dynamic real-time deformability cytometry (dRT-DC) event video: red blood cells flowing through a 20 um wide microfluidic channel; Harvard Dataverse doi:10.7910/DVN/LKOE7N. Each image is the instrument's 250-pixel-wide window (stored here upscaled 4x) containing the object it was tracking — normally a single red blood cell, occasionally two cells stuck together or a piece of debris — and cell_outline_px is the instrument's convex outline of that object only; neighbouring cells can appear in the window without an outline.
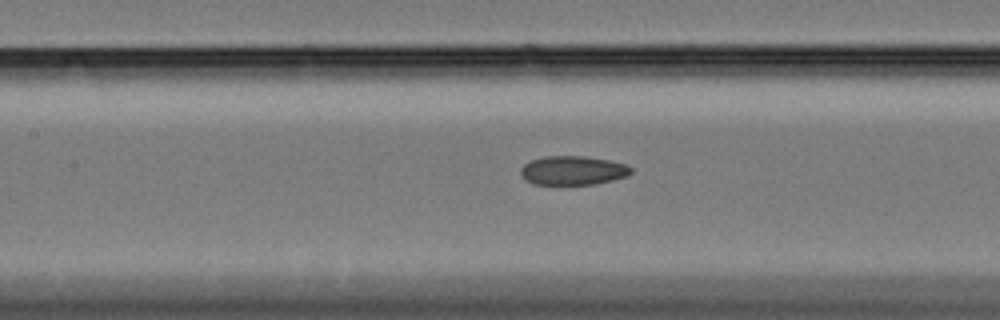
{"species": "Egyptian fruit bat (a non-hibernating species)", "species_latin": "Rousettus aegyptiacus", "temperature_condition": "cold", "stored_images_in_passage": 45, "camera_frame_rate_fps": 3000, "um_per_image_px": 0.085, "animal": {"sex": "female"}, "frame": {"image": 1, "passage_image": 24, "time_ms": 7.667, "image_size_px": [1000, 320], "cell_outline_px": [[632, 172], [628, 176], [596, 184], [532, 184], [520, 172], [520, 168], [524, 164], [532, 160], [544, 156], [584, 156], [608, 160], [624, 164], [632, 168]], "centroid_in_image_um": [48.71, 14.48], "position_along_channel_um": 158.7, "area_um2": 18.5}}
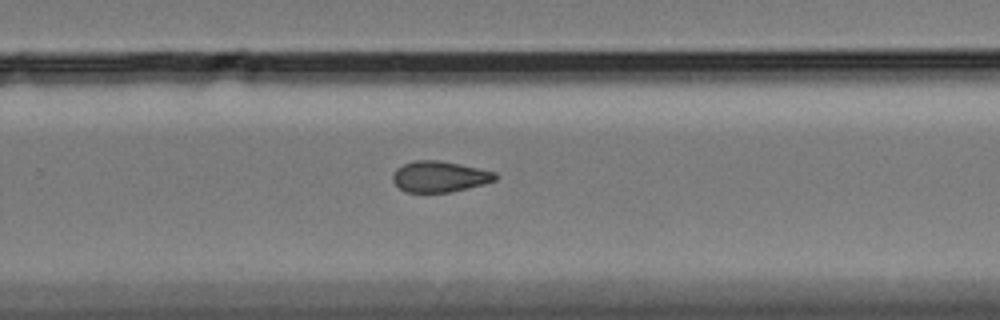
{"frame": {"image": 2, "passage_image": 36, "time_ms": 11.667, "image_size_px": [1000, 320], "cell_outline_px": [[500, 176], [496, 180], [484, 184], [452, 192], [408, 192], [400, 188], [392, 180], [392, 172], [396, 168], [404, 164], [416, 160], [440, 160], [460, 164], [496, 172]], "centroid_in_image_um": [37.39, 15.0], "position_along_channel_um": 292.4, "area_um2": 18.61}}
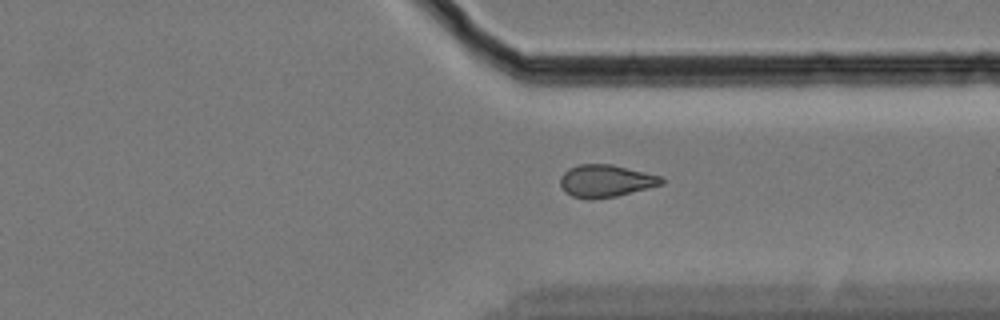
{"frame": {"image": 3, "passage_image": 42, "time_ms": 13.667, "image_size_px": [1000, 320], "cell_outline_px": [[664, 184], [616, 196], [588, 200], [572, 196], [560, 184], [560, 176], [568, 168], [580, 164], [612, 164], [660, 176], [664, 180]], "centroid_in_image_um": [51.48, 15.37], "position_along_channel_um": 359.9, "area_um2": 18.96}}